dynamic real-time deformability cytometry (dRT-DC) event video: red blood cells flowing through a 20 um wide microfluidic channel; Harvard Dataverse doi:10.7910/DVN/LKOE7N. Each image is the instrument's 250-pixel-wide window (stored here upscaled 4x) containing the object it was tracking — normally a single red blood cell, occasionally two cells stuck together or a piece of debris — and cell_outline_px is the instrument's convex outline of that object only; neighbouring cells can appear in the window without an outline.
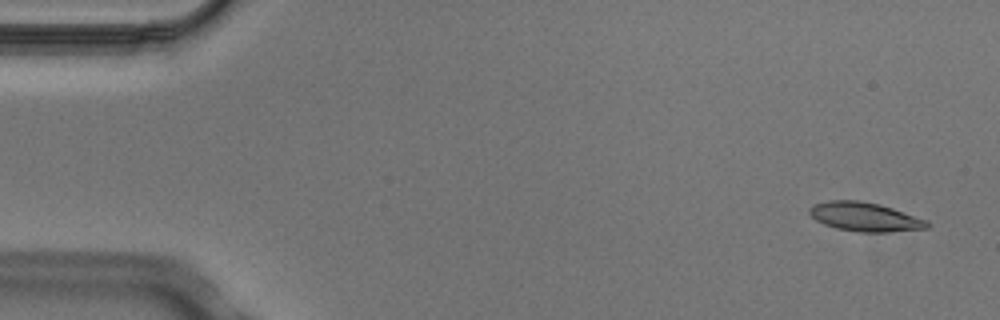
{"species": "Egyptian fruit bat (a non-hibernating species)", "species_latin": "Rousettus aegyptiacus", "temperature_condition": "cold", "stored_images_in_passage": 7, "camera_frame_rate_fps": 3000, "um_per_image_px": 0.085, "animal": {"sex": "male"}, "frame": {"image": 1, "passage_image": 1, "time_ms": 0.0, "image_size_px": [1000, 320], "cell_outline_px": [[932, 224], [928, 228], [888, 232], [860, 232], [836, 228], [824, 224], [816, 220], [808, 212], [808, 208], [812, 204], [828, 200], [856, 200], [880, 204], [928, 220]], "centroid_in_image_um": [73.51, 18.43], "position_along_channel_um": 11.5, "area_um2": 20.0}}
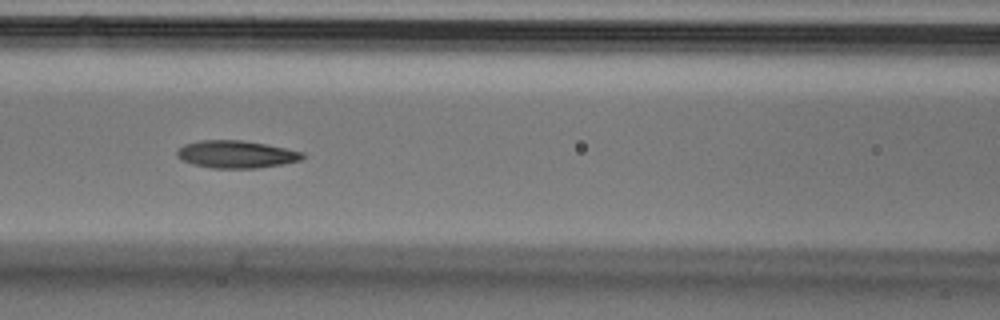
{"frame": {"image": 2, "passage_image": 6, "time_ms": 1.667, "image_size_px": [1000, 320], "cell_outline_px": [[304, 156], [300, 160], [284, 164], [256, 168], [212, 168], [192, 164], [176, 156], [176, 152], [184, 144], [200, 140], [244, 140], [304, 152]], "centroid_in_image_um": [20.07, 13.11], "position_along_channel_um": 146.5, "area_um2": 20.0}}
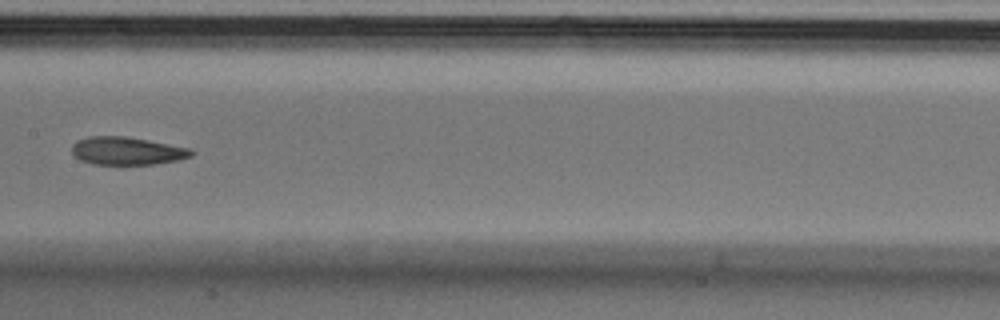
{"frame": {"image": 3, "passage_image": 7, "time_ms": 2.0, "image_size_px": [1000, 320], "cell_outline_px": [[196, 152], [192, 156], [180, 160], [152, 164], [92, 164], [80, 160], [72, 152], [72, 144], [76, 140], [88, 136], [128, 136], [192, 148]], "centroid_in_image_um": [10.83, 12.81], "position_along_channel_um": 196.6, "area_um2": 19.71}}